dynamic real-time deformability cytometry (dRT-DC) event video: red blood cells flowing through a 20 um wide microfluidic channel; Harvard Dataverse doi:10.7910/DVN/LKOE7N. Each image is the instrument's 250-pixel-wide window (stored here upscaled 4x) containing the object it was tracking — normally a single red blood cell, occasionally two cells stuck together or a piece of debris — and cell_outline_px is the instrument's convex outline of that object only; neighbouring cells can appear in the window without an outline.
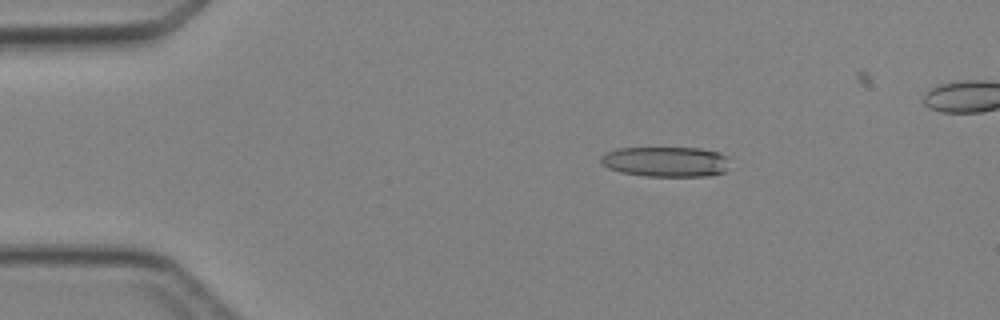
{"species": "Egyptian fruit bat (a non-hibernating species)", "species_latin": "Rousettus aegyptiacus", "temperature_condition": "cold", "stored_images_in_passage": 6, "camera_frame_rate_fps": 3000, "um_per_image_px": 0.085, "animal": {"sex": "female"}, "frame": {"image": 1, "passage_image": 3, "time_ms": 2.333, "image_size_px": [1000, 320], "cell_outline_px": [[728, 172], [708, 176], [644, 176], [620, 172], [608, 168], [600, 164], [600, 156], [604, 152], [616, 148], [700, 148], [720, 152], [724, 156]], "centroid_in_image_um": [56.53, 13.74], "position_along_channel_um": 28.5, "area_um2": 22.89}}
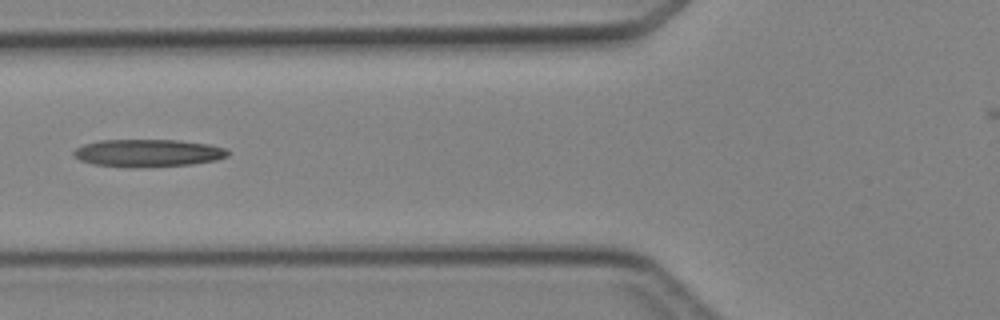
{"frame": {"image": 2, "passage_image": 6, "time_ms": 5.667, "image_size_px": [1000, 320], "cell_outline_px": [[228, 156], [216, 160], [192, 164], [92, 164], [80, 160], [72, 156], [72, 152], [76, 148], [84, 144], [100, 140], [176, 140], [208, 144], [228, 148]], "centroid_in_image_um": [12.6, 12.95], "position_along_channel_um": 113.2, "area_um2": 23.47}}